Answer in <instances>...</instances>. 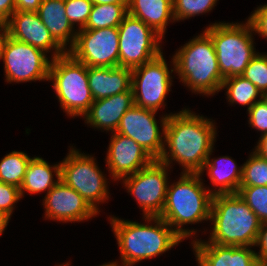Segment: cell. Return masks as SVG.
<instances>
[{"label": "cell", "instance_id": "cell-22", "mask_svg": "<svg viewBox=\"0 0 267 266\" xmlns=\"http://www.w3.org/2000/svg\"><path fill=\"white\" fill-rule=\"evenodd\" d=\"M128 14L142 20L162 38L168 21L174 22L173 0H129Z\"/></svg>", "mask_w": 267, "mask_h": 266}, {"label": "cell", "instance_id": "cell-1", "mask_svg": "<svg viewBox=\"0 0 267 266\" xmlns=\"http://www.w3.org/2000/svg\"><path fill=\"white\" fill-rule=\"evenodd\" d=\"M215 129L213 121L189 109L169 114L164 146L168 145L170 153L164 147L158 161L169 166L174 160L183 167V173H200L213 150L217 134Z\"/></svg>", "mask_w": 267, "mask_h": 266}, {"label": "cell", "instance_id": "cell-18", "mask_svg": "<svg viewBox=\"0 0 267 266\" xmlns=\"http://www.w3.org/2000/svg\"><path fill=\"white\" fill-rule=\"evenodd\" d=\"M193 248L199 266H262L256 251L248 246L219 245L196 239Z\"/></svg>", "mask_w": 267, "mask_h": 266}, {"label": "cell", "instance_id": "cell-36", "mask_svg": "<svg viewBox=\"0 0 267 266\" xmlns=\"http://www.w3.org/2000/svg\"><path fill=\"white\" fill-rule=\"evenodd\" d=\"M255 246H260L256 256L262 266H267V221L261 223Z\"/></svg>", "mask_w": 267, "mask_h": 266}, {"label": "cell", "instance_id": "cell-12", "mask_svg": "<svg viewBox=\"0 0 267 266\" xmlns=\"http://www.w3.org/2000/svg\"><path fill=\"white\" fill-rule=\"evenodd\" d=\"M68 52L87 67H117L118 27L78 30L75 43Z\"/></svg>", "mask_w": 267, "mask_h": 266}, {"label": "cell", "instance_id": "cell-21", "mask_svg": "<svg viewBox=\"0 0 267 266\" xmlns=\"http://www.w3.org/2000/svg\"><path fill=\"white\" fill-rule=\"evenodd\" d=\"M37 13L42 23L50 31L53 39L64 50L67 49L66 45H68L67 42L70 40V48L67 49L68 52L75 43L77 32L66 16L65 1L42 0Z\"/></svg>", "mask_w": 267, "mask_h": 266}, {"label": "cell", "instance_id": "cell-16", "mask_svg": "<svg viewBox=\"0 0 267 266\" xmlns=\"http://www.w3.org/2000/svg\"><path fill=\"white\" fill-rule=\"evenodd\" d=\"M45 217L63 222L83 221L98 214L87 201L62 180L46 194Z\"/></svg>", "mask_w": 267, "mask_h": 266}, {"label": "cell", "instance_id": "cell-41", "mask_svg": "<svg viewBox=\"0 0 267 266\" xmlns=\"http://www.w3.org/2000/svg\"><path fill=\"white\" fill-rule=\"evenodd\" d=\"M9 219H10V215L0 210V235L5 230Z\"/></svg>", "mask_w": 267, "mask_h": 266}, {"label": "cell", "instance_id": "cell-28", "mask_svg": "<svg viewBox=\"0 0 267 266\" xmlns=\"http://www.w3.org/2000/svg\"><path fill=\"white\" fill-rule=\"evenodd\" d=\"M267 186V159L253 152L243 164L240 187Z\"/></svg>", "mask_w": 267, "mask_h": 266}, {"label": "cell", "instance_id": "cell-23", "mask_svg": "<svg viewBox=\"0 0 267 266\" xmlns=\"http://www.w3.org/2000/svg\"><path fill=\"white\" fill-rule=\"evenodd\" d=\"M222 165L226 168L224 169ZM205 168H207L206 170L212 184L215 187L219 186L218 190H213V195L238 193L242 180L243 166L239 167V169L235 161L228 156L212 159L211 161L210 156H208L200 174H202Z\"/></svg>", "mask_w": 267, "mask_h": 266}, {"label": "cell", "instance_id": "cell-8", "mask_svg": "<svg viewBox=\"0 0 267 266\" xmlns=\"http://www.w3.org/2000/svg\"><path fill=\"white\" fill-rule=\"evenodd\" d=\"M95 158L72 148L61 162L60 180L77 191L97 212V204L108 200L107 181ZM108 197V198H107ZM97 203V204H96Z\"/></svg>", "mask_w": 267, "mask_h": 266}, {"label": "cell", "instance_id": "cell-29", "mask_svg": "<svg viewBox=\"0 0 267 266\" xmlns=\"http://www.w3.org/2000/svg\"><path fill=\"white\" fill-rule=\"evenodd\" d=\"M238 195L261 222L267 221V186L240 187Z\"/></svg>", "mask_w": 267, "mask_h": 266}, {"label": "cell", "instance_id": "cell-39", "mask_svg": "<svg viewBox=\"0 0 267 266\" xmlns=\"http://www.w3.org/2000/svg\"><path fill=\"white\" fill-rule=\"evenodd\" d=\"M8 38H9L8 25L6 22L0 21V60L2 58L4 47Z\"/></svg>", "mask_w": 267, "mask_h": 266}, {"label": "cell", "instance_id": "cell-44", "mask_svg": "<svg viewBox=\"0 0 267 266\" xmlns=\"http://www.w3.org/2000/svg\"><path fill=\"white\" fill-rule=\"evenodd\" d=\"M263 99L267 102V91L263 94Z\"/></svg>", "mask_w": 267, "mask_h": 266}, {"label": "cell", "instance_id": "cell-20", "mask_svg": "<svg viewBox=\"0 0 267 266\" xmlns=\"http://www.w3.org/2000/svg\"><path fill=\"white\" fill-rule=\"evenodd\" d=\"M132 69L117 67H88L89 88L94 100L107 98L131 89Z\"/></svg>", "mask_w": 267, "mask_h": 266}, {"label": "cell", "instance_id": "cell-37", "mask_svg": "<svg viewBox=\"0 0 267 266\" xmlns=\"http://www.w3.org/2000/svg\"><path fill=\"white\" fill-rule=\"evenodd\" d=\"M15 11V0H0V21L7 22Z\"/></svg>", "mask_w": 267, "mask_h": 266}, {"label": "cell", "instance_id": "cell-42", "mask_svg": "<svg viewBox=\"0 0 267 266\" xmlns=\"http://www.w3.org/2000/svg\"><path fill=\"white\" fill-rule=\"evenodd\" d=\"M93 5L97 4H128L129 0H90Z\"/></svg>", "mask_w": 267, "mask_h": 266}, {"label": "cell", "instance_id": "cell-43", "mask_svg": "<svg viewBox=\"0 0 267 266\" xmlns=\"http://www.w3.org/2000/svg\"><path fill=\"white\" fill-rule=\"evenodd\" d=\"M100 266H120V265H118V263L117 262H110V263H106V264H103V265H100Z\"/></svg>", "mask_w": 267, "mask_h": 266}, {"label": "cell", "instance_id": "cell-27", "mask_svg": "<svg viewBox=\"0 0 267 266\" xmlns=\"http://www.w3.org/2000/svg\"><path fill=\"white\" fill-rule=\"evenodd\" d=\"M31 159L24 152L12 151L7 154L0 162V181L20 188Z\"/></svg>", "mask_w": 267, "mask_h": 266}, {"label": "cell", "instance_id": "cell-25", "mask_svg": "<svg viewBox=\"0 0 267 266\" xmlns=\"http://www.w3.org/2000/svg\"><path fill=\"white\" fill-rule=\"evenodd\" d=\"M128 4H97L93 5L84 29L94 30L118 27L128 14Z\"/></svg>", "mask_w": 267, "mask_h": 266}, {"label": "cell", "instance_id": "cell-7", "mask_svg": "<svg viewBox=\"0 0 267 266\" xmlns=\"http://www.w3.org/2000/svg\"><path fill=\"white\" fill-rule=\"evenodd\" d=\"M48 80H53L61 108L72 117L83 116L94 102L88 67L69 52L51 59Z\"/></svg>", "mask_w": 267, "mask_h": 266}, {"label": "cell", "instance_id": "cell-6", "mask_svg": "<svg viewBox=\"0 0 267 266\" xmlns=\"http://www.w3.org/2000/svg\"><path fill=\"white\" fill-rule=\"evenodd\" d=\"M212 39L218 67L225 78L240 76L256 55L249 20L239 23H214L204 30Z\"/></svg>", "mask_w": 267, "mask_h": 266}, {"label": "cell", "instance_id": "cell-30", "mask_svg": "<svg viewBox=\"0 0 267 266\" xmlns=\"http://www.w3.org/2000/svg\"><path fill=\"white\" fill-rule=\"evenodd\" d=\"M216 2L217 0H173L174 21L207 13L212 10Z\"/></svg>", "mask_w": 267, "mask_h": 266}, {"label": "cell", "instance_id": "cell-40", "mask_svg": "<svg viewBox=\"0 0 267 266\" xmlns=\"http://www.w3.org/2000/svg\"><path fill=\"white\" fill-rule=\"evenodd\" d=\"M258 141V145L255 147V151L260 157L267 159V133L262 134Z\"/></svg>", "mask_w": 267, "mask_h": 266}, {"label": "cell", "instance_id": "cell-17", "mask_svg": "<svg viewBox=\"0 0 267 266\" xmlns=\"http://www.w3.org/2000/svg\"><path fill=\"white\" fill-rule=\"evenodd\" d=\"M6 23L11 38L32 45L45 53L51 48L55 50L52 59L67 52L53 39L37 12L15 11Z\"/></svg>", "mask_w": 267, "mask_h": 266}, {"label": "cell", "instance_id": "cell-45", "mask_svg": "<svg viewBox=\"0 0 267 266\" xmlns=\"http://www.w3.org/2000/svg\"><path fill=\"white\" fill-rule=\"evenodd\" d=\"M59 266H69V264H68V263H66V264H63V265H59Z\"/></svg>", "mask_w": 267, "mask_h": 266}, {"label": "cell", "instance_id": "cell-4", "mask_svg": "<svg viewBox=\"0 0 267 266\" xmlns=\"http://www.w3.org/2000/svg\"><path fill=\"white\" fill-rule=\"evenodd\" d=\"M210 220L208 242L228 246H255L262 223L238 193L214 195Z\"/></svg>", "mask_w": 267, "mask_h": 266}, {"label": "cell", "instance_id": "cell-11", "mask_svg": "<svg viewBox=\"0 0 267 266\" xmlns=\"http://www.w3.org/2000/svg\"><path fill=\"white\" fill-rule=\"evenodd\" d=\"M168 168V165L154 160L147 167L121 179L142 207L144 217H159L163 211L169 184Z\"/></svg>", "mask_w": 267, "mask_h": 266}, {"label": "cell", "instance_id": "cell-33", "mask_svg": "<svg viewBox=\"0 0 267 266\" xmlns=\"http://www.w3.org/2000/svg\"><path fill=\"white\" fill-rule=\"evenodd\" d=\"M21 199L20 189L0 181V210L11 216L14 204Z\"/></svg>", "mask_w": 267, "mask_h": 266}, {"label": "cell", "instance_id": "cell-38", "mask_svg": "<svg viewBox=\"0 0 267 266\" xmlns=\"http://www.w3.org/2000/svg\"><path fill=\"white\" fill-rule=\"evenodd\" d=\"M42 0H15L16 11L37 12Z\"/></svg>", "mask_w": 267, "mask_h": 266}, {"label": "cell", "instance_id": "cell-31", "mask_svg": "<svg viewBox=\"0 0 267 266\" xmlns=\"http://www.w3.org/2000/svg\"><path fill=\"white\" fill-rule=\"evenodd\" d=\"M241 76L248 79L264 94L267 91V55L256 52Z\"/></svg>", "mask_w": 267, "mask_h": 266}, {"label": "cell", "instance_id": "cell-35", "mask_svg": "<svg viewBox=\"0 0 267 266\" xmlns=\"http://www.w3.org/2000/svg\"><path fill=\"white\" fill-rule=\"evenodd\" d=\"M248 20L256 33L267 38V4L258 7Z\"/></svg>", "mask_w": 267, "mask_h": 266}, {"label": "cell", "instance_id": "cell-15", "mask_svg": "<svg viewBox=\"0 0 267 266\" xmlns=\"http://www.w3.org/2000/svg\"><path fill=\"white\" fill-rule=\"evenodd\" d=\"M110 140L106 163L114 180L134 174L155 160L130 137L114 132Z\"/></svg>", "mask_w": 267, "mask_h": 266}, {"label": "cell", "instance_id": "cell-24", "mask_svg": "<svg viewBox=\"0 0 267 266\" xmlns=\"http://www.w3.org/2000/svg\"><path fill=\"white\" fill-rule=\"evenodd\" d=\"M57 180L53 181V174ZM61 172V163L50 166L43 158L33 157L29 162L23 182L20 186L21 197L23 192L30 194L46 191L47 193L59 182Z\"/></svg>", "mask_w": 267, "mask_h": 266}, {"label": "cell", "instance_id": "cell-13", "mask_svg": "<svg viewBox=\"0 0 267 266\" xmlns=\"http://www.w3.org/2000/svg\"><path fill=\"white\" fill-rule=\"evenodd\" d=\"M45 54L44 51L9 36L1 58L7 82L48 81L51 62Z\"/></svg>", "mask_w": 267, "mask_h": 266}, {"label": "cell", "instance_id": "cell-10", "mask_svg": "<svg viewBox=\"0 0 267 266\" xmlns=\"http://www.w3.org/2000/svg\"><path fill=\"white\" fill-rule=\"evenodd\" d=\"M162 53L132 69L131 89L135 106L157 112L161 105H165L166 95L172 85L170 73L175 69H171V72L168 70Z\"/></svg>", "mask_w": 267, "mask_h": 266}, {"label": "cell", "instance_id": "cell-14", "mask_svg": "<svg viewBox=\"0 0 267 266\" xmlns=\"http://www.w3.org/2000/svg\"><path fill=\"white\" fill-rule=\"evenodd\" d=\"M156 112L138 106H132L121 118L116 133L132 138L149 155L158 160L164 149L165 126L167 117H162V133L155 120ZM163 134V135H162ZM163 137V139H162Z\"/></svg>", "mask_w": 267, "mask_h": 266}, {"label": "cell", "instance_id": "cell-19", "mask_svg": "<svg viewBox=\"0 0 267 266\" xmlns=\"http://www.w3.org/2000/svg\"><path fill=\"white\" fill-rule=\"evenodd\" d=\"M134 106L132 89L107 98L94 100L89 110L83 115L85 123L96 128L116 132L124 113Z\"/></svg>", "mask_w": 267, "mask_h": 266}, {"label": "cell", "instance_id": "cell-3", "mask_svg": "<svg viewBox=\"0 0 267 266\" xmlns=\"http://www.w3.org/2000/svg\"><path fill=\"white\" fill-rule=\"evenodd\" d=\"M180 179L168 185L161 217L182 238L196 234L182 225L210 220L213 191L205 189L200 173H181Z\"/></svg>", "mask_w": 267, "mask_h": 266}, {"label": "cell", "instance_id": "cell-2", "mask_svg": "<svg viewBox=\"0 0 267 266\" xmlns=\"http://www.w3.org/2000/svg\"><path fill=\"white\" fill-rule=\"evenodd\" d=\"M155 225L119 220L111 217L114 236L119 246L121 266H133L137 262L158 256L183 240L161 217H146Z\"/></svg>", "mask_w": 267, "mask_h": 266}, {"label": "cell", "instance_id": "cell-5", "mask_svg": "<svg viewBox=\"0 0 267 266\" xmlns=\"http://www.w3.org/2000/svg\"><path fill=\"white\" fill-rule=\"evenodd\" d=\"M172 60L175 72L192 92L215 95L221 90L224 77L213 41L205 31L179 49Z\"/></svg>", "mask_w": 267, "mask_h": 266}, {"label": "cell", "instance_id": "cell-9", "mask_svg": "<svg viewBox=\"0 0 267 266\" xmlns=\"http://www.w3.org/2000/svg\"><path fill=\"white\" fill-rule=\"evenodd\" d=\"M119 66L134 69L161 53L162 37L142 20L127 14L118 26Z\"/></svg>", "mask_w": 267, "mask_h": 266}, {"label": "cell", "instance_id": "cell-34", "mask_svg": "<svg viewBox=\"0 0 267 266\" xmlns=\"http://www.w3.org/2000/svg\"><path fill=\"white\" fill-rule=\"evenodd\" d=\"M248 111L249 124L253 128L261 130L263 134L267 133V102L260 98Z\"/></svg>", "mask_w": 267, "mask_h": 266}, {"label": "cell", "instance_id": "cell-32", "mask_svg": "<svg viewBox=\"0 0 267 266\" xmlns=\"http://www.w3.org/2000/svg\"><path fill=\"white\" fill-rule=\"evenodd\" d=\"M66 16L72 25L79 23V30L84 29L91 13L92 2L90 0H64Z\"/></svg>", "mask_w": 267, "mask_h": 266}, {"label": "cell", "instance_id": "cell-26", "mask_svg": "<svg viewBox=\"0 0 267 266\" xmlns=\"http://www.w3.org/2000/svg\"><path fill=\"white\" fill-rule=\"evenodd\" d=\"M227 88V99L230 103L249 105V110L257 101L258 95L263 98L260 90L243 76L227 77L223 80L221 89Z\"/></svg>", "mask_w": 267, "mask_h": 266}]
</instances>
